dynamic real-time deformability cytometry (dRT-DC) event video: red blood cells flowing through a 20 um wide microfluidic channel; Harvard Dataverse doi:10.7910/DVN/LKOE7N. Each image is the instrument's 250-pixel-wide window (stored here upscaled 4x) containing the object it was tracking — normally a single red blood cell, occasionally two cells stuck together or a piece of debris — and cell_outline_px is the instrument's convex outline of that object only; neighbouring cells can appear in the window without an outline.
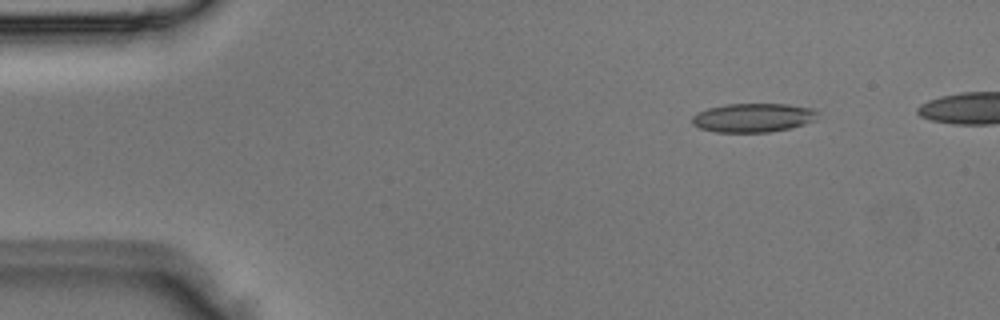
{"species": "Egyptian fruit bat (a non-hibernating species)", "species_latin": "Rousettus aegyptiacus", "temperature_condition": "room temperature", "stored_images_in_passage": 4, "camera_frame_rate_fps": 3000, "um_per_image_px": 0.085, "animal": {"sex": "male"}, "frame": {"image": 1, "passage_image": 2, "time_ms": 0.333, "image_size_px": [1000, 320], "cell_outline_px": [[820, 112], [816, 120], [804, 124], [788, 128], [768, 132], [716, 132], [700, 128], [692, 124], [692, 116], [696, 112], [708, 108], [724, 104], [788, 104], [816, 108]], "centroid_in_image_um": [64.05, 9.99], "position_along_channel_um": 21.0, "area_um2": 21.39}}